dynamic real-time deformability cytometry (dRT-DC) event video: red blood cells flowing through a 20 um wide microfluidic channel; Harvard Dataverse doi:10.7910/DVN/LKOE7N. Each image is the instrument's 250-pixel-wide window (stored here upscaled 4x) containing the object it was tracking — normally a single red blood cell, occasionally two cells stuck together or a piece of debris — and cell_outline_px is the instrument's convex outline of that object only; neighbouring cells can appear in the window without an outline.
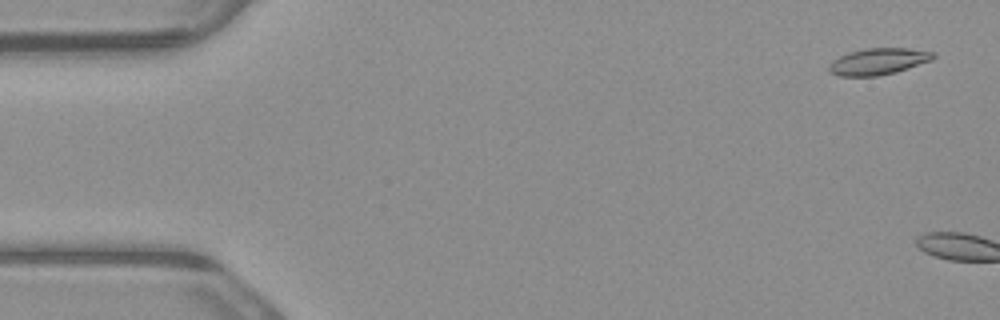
{"species": "common noctule bat (a hibernating species)", "species_latin": "Nyctalus noctula", "temperature_condition": "warm", "stored_images_in_passage": 2, "camera_frame_rate_fps": 3000, "um_per_image_px": 0.085, "animal": {"sex": "male", "body_mass_g": 23.1, "forearm_length_mm": 52.7}, "frame": {"image": 1, "passage_image": 1, "time_ms": 0.0, "image_size_px": [1000, 320], "cell_outline_px": [[936, 56], [932, 60], [896, 72], [876, 76], [840, 76], [828, 72], [828, 64], [832, 60], [848, 52], [864, 48], [908, 48], [936, 52]], "centroid_in_image_um": [74.64, 5.22], "position_along_channel_um": 10.4, "area_um2": 16.3}}